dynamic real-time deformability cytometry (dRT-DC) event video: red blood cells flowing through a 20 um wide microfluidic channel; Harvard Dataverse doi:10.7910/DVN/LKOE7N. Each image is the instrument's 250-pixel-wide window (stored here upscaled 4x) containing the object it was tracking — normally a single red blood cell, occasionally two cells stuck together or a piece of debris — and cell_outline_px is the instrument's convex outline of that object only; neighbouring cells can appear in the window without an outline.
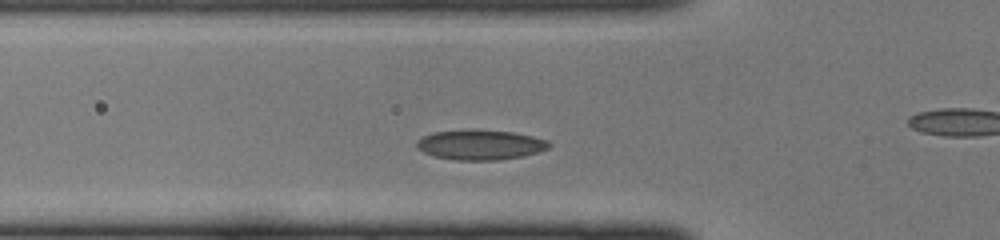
{"species": "common noctule bat (a hibernating species)", "species_latin": "Nyctalus noctula", "temperature_condition": "cold", "stored_images_in_passage": 31, "camera_frame_rate_fps": 3000, "um_per_image_px": 0.085, "animal": {"sex": "female", "body_mass_g": 22.0, "forearm_length_mm": 56.7}, "frame": {"image": 1, "passage_image": 7, "time_ms": 2.0, "image_size_px": [1000, 240], "cell_outline_px": [[552, 144], [548, 148], [524, 156], [496, 160], [456, 160], [432, 156], [416, 148], [416, 140], [420, 136], [432, 132], [468, 128], [472, 128], [512, 132], [532, 136], [548, 140]], "centroid_in_image_um": [40.76, 12.28], "position_along_channel_um": 85.0, "area_um2": 23.64}}
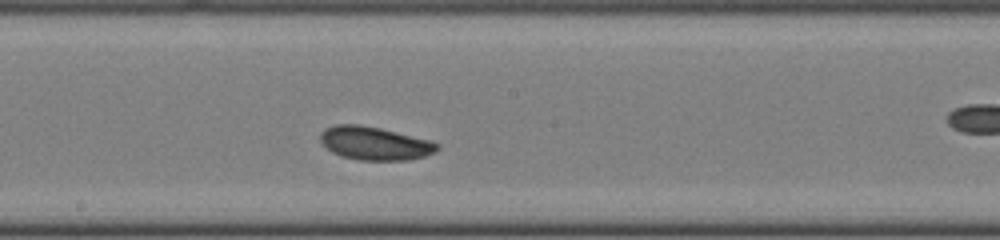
{"frame": {"image": 2, "passage_image": 16, "time_ms": 5.0, "image_size_px": [1000, 240], "cell_outline_px": [[440, 148], [436, 152], [424, 156], [408, 160], [360, 160], [340, 156], [332, 152], [320, 140], [320, 132], [324, 128], [336, 124], [360, 124], [380, 128], [432, 140], [440, 144]], "centroid_in_image_um": [31.87, 12.17], "position_along_channel_um": 216.3, "area_um2": 22.89}}
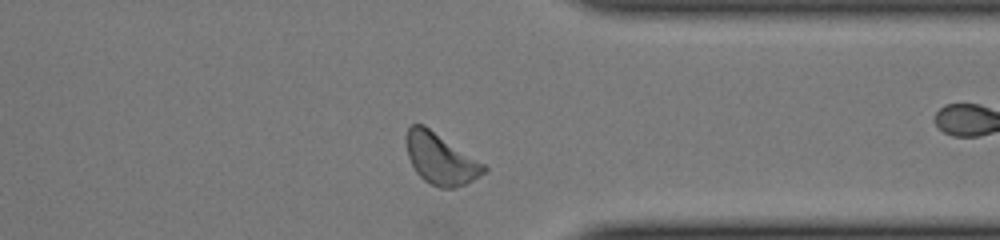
{"frame": {"image": 3, "passage_image": 27, "time_ms": 8.667, "image_size_px": [1000, 240], "cell_outline_px": [[488, 168], [484, 172], [472, 180], [456, 188], [440, 188], [424, 180], [416, 172], [408, 156], [404, 140], [404, 136], [408, 128], [412, 124], [424, 124], [484, 164]], "centroid_in_image_um": [37.4, 13.48], "position_along_channel_um": 374.0, "area_um2": 22.95}}